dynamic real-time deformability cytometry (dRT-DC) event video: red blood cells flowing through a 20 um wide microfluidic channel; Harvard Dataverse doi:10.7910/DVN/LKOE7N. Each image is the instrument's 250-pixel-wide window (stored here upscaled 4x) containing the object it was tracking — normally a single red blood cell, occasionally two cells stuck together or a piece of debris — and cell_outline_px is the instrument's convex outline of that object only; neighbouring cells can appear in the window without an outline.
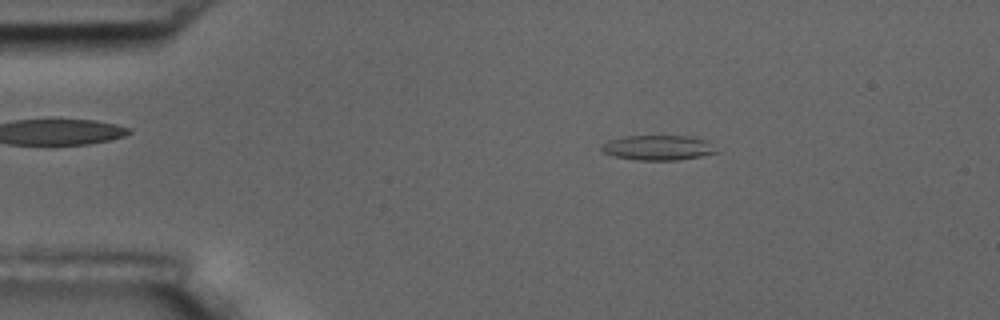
{"species": "common noctule bat (a hibernating species)", "species_latin": "Nyctalus noctula", "temperature_condition": "room temperature", "stored_images_in_passage": 4, "camera_frame_rate_fps": 3000, "um_per_image_px": 0.085, "animal": {"sex": "male", "body_mass_g": 17.5, "forearm_length_mm": 52.3}, "frame": {"image": 1, "passage_image": 2, "time_ms": 0.333, "image_size_px": [1000, 320], "cell_outline_px": [[720, 152], [680, 160], [636, 160], [616, 156], [600, 152], [600, 148], [608, 140], [624, 136], [688, 136], [708, 140]], "centroid_in_image_um": [55.95, 12.55], "position_along_channel_um": 29.0, "area_um2": 16.82}}